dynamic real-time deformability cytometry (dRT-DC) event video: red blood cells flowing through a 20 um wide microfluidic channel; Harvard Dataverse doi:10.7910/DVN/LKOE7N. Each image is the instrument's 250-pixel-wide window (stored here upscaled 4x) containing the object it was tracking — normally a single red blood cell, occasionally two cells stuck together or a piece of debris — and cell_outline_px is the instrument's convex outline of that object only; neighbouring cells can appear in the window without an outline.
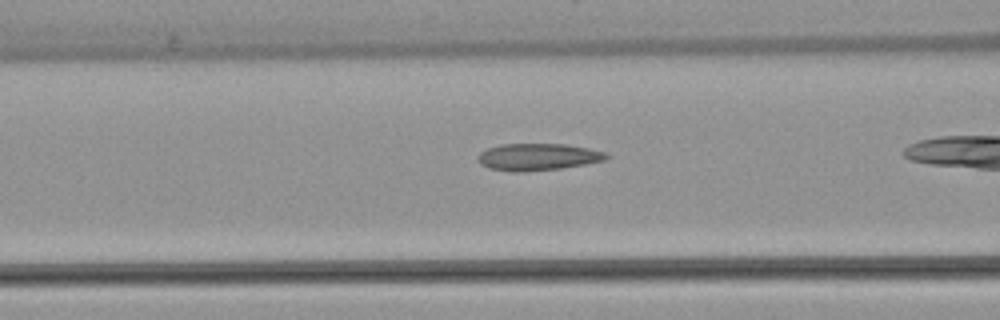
{"species": "common noctule bat (a hibernating species)", "species_latin": "Nyctalus noctula", "temperature_condition": "warm", "stored_images_in_passage": 37, "camera_frame_rate_fps": 3000, "um_per_image_px": 0.085, "animal": {"sex": "female", "body_mass_g": 22.7, "forearm_length_mm": 54.2}, "frame": {"image": 1, "passage_image": 16, "time_ms": 5.0, "image_size_px": [1000, 320], "cell_outline_px": [[612, 156], [604, 160], [584, 164], [560, 168], [524, 172], [512, 172], [488, 168], [480, 164], [476, 160], [476, 156], [480, 152], [488, 148], [500, 144], [564, 144], [588, 148], [608, 152]], "centroid_in_image_um": [45.69, 13.34], "position_along_channel_um": 120.9, "area_um2": 20.4}}
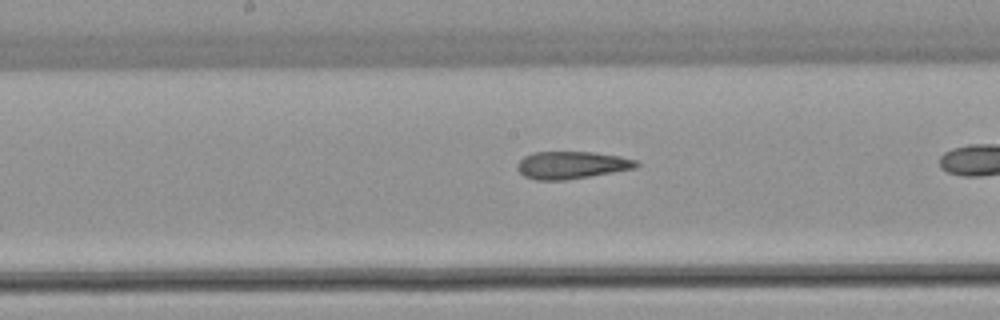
{"frame": {"image": 2, "passage_image": 22, "time_ms": 7.0, "image_size_px": [1000, 320], "cell_outline_px": [[640, 164], [636, 168], [564, 180], [536, 180], [524, 176], [516, 168], [516, 164], [524, 156], [532, 152], [592, 152], [620, 156], [636, 160]], "centroid_in_image_um": [48.56, 14.02], "position_along_channel_um": 199.6, "area_um2": 18.96}}
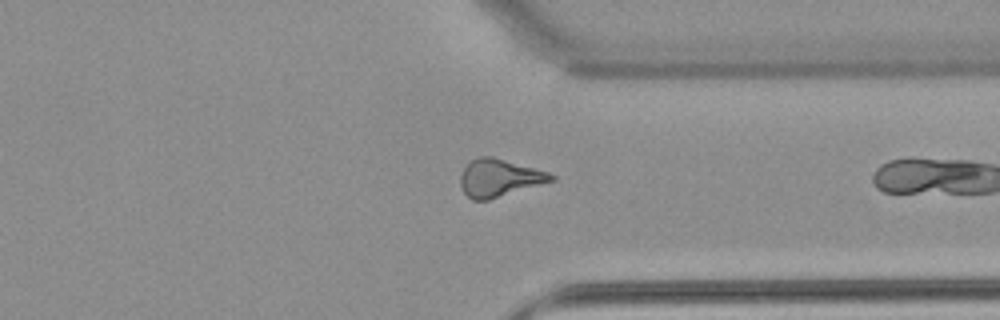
{"frame": {"image": 3, "passage_image": 35, "time_ms": 11.333, "image_size_px": [1000, 320], "cell_outline_px": [[556, 180], [488, 200], [472, 200], [464, 192], [460, 184], [460, 176], [464, 168], [472, 160], [480, 156], [492, 156], [548, 172], [556, 176]], "centroid_in_image_um": [42.45, 15.13], "position_along_channel_um": 369.0, "area_um2": 19.71}}